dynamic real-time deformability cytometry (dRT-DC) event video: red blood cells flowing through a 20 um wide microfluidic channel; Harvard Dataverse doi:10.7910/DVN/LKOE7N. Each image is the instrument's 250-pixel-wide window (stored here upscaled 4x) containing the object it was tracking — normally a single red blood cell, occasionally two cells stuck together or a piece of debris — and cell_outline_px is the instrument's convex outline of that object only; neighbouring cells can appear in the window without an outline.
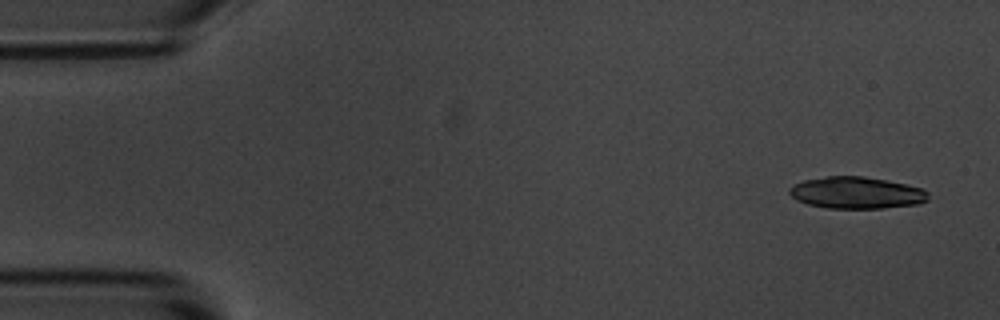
{"species": "common noctule bat (a hibernating species)", "species_latin": "Nyctalus noctula", "temperature_condition": "room temperature", "stored_images_in_passage": 6, "camera_frame_rate_fps": 3000, "um_per_image_px": 0.085, "animal": {"sex": "male", "body_mass_g": 20.1, "forearm_length_mm": 53.5}, "frame": {"image": 1, "passage_image": 1, "time_ms": 0.0, "image_size_px": [1000, 320], "cell_outline_px": [[928, 200], [920, 204], [880, 208], [828, 208], [808, 204], [796, 200], [788, 192], [788, 188], [792, 184], [804, 180], [828, 176], [864, 176], [888, 180], [920, 188], [928, 192]], "centroid_in_image_um": [72.77, 16.38], "position_along_channel_um": 12.2, "area_um2": 25.78}}
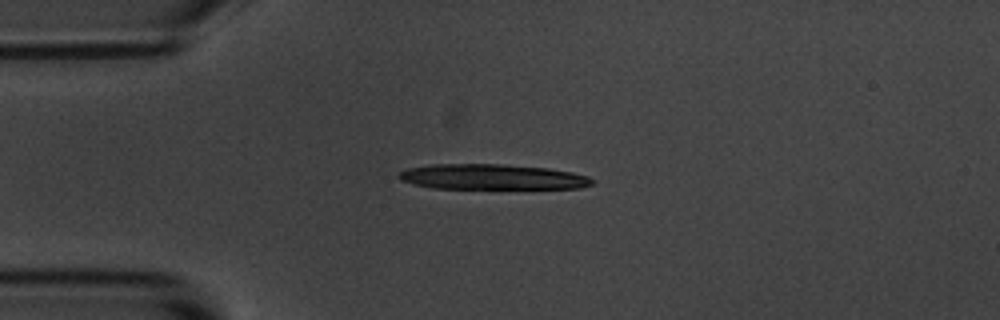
{"frame": {"image": 2, "passage_image": 4, "time_ms": 3.333, "image_size_px": [1000, 320], "cell_outline_px": [[596, 184], [580, 188], [432, 188], [400, 180], [396, 176], [400, 172], [408, 168], [432, 164], [500, 164], [548, 168], [572, 172], [588, 176], [596, 180]], "centroid_in_image_um": [41.88, 15.03], "position_along_channel_um": 43.1, "area_um2": 28.55}}